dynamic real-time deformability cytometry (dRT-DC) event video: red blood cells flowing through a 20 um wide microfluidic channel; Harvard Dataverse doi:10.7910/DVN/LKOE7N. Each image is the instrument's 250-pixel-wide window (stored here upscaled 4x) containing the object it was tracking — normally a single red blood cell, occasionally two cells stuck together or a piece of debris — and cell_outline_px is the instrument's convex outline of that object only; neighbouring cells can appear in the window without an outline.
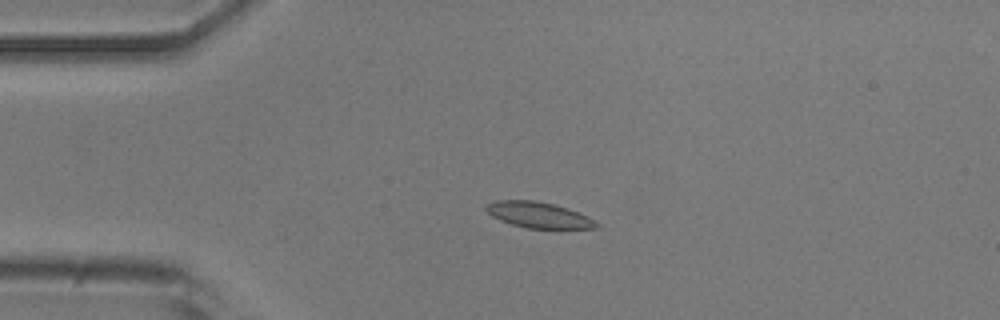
{"species": "common noctule bat (a hibernating species)", "species_latin": "Nyctalus noctula", "temperature_condition": "room temperature", "stored_images_in_passage": 10, "camera_frame_rate_fps": 3000, "um_per_image_px": 0.085, "animal": {"sex": "male", "body_mass_g": 20.5, "forearm_length_mm": 52.5}, "frame": {"image": 1, "passage_image": 4, "time_ms": 1.0, "image_size_px": [1000, 320], "cell_outline_px": [[600, 228], [528, 228], [512, 224], [500, 220], [492, 216], [484, 208], [488, 204], [496, 200], [536, 200], [568, 208], [588, 216], [600, 224]], "centroid_in_image_um": [45.8, 18.27], "position_along_channel_um": 39.2, "area_um2": 16.53}}
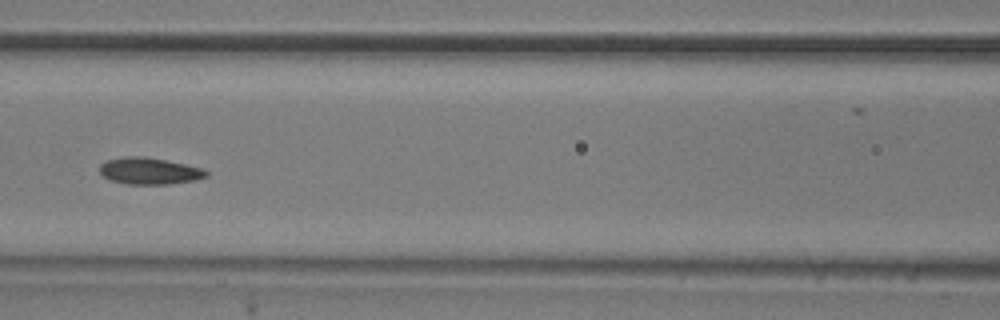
{"frame": {"image": 2, "passage_image": 7, "time_ms": 2.0, "image_size_px": [1000, 320], "cell_outline_px": [[208, 176], [196, 180], [168, 184], [124, 184], [108, 180], [100, 172], [100, 164], [108, 160], [124, 156], [144, 156], [204, 168], [208, 172]], "centroid_in_image_um": [12.69, 14.54], "position_along_channel_um": 153.9, "area_um2": 16.65}}
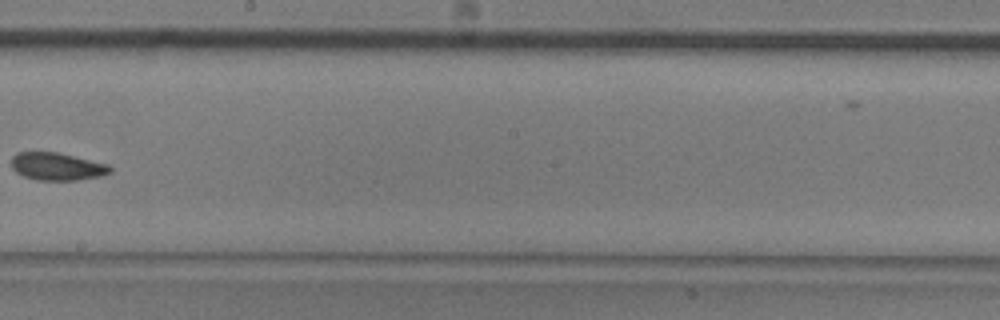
{"frame": {"image": 3, "passage_image": 9, "time_ms": 2.667, "image_size_px": [1000, 320], "cell_outline_px": [[112, 172], [104, 176], [80, 180], [36, 180], [24, 176], [16, 172], [12, 168], [12, 156], [16, 152], [56, 152], [108, 164], [112, 168]], "centroid_in_image_um": [4.87, 14.16], "position_along_channel_um": 243.3, "area_um2": 16.01}}